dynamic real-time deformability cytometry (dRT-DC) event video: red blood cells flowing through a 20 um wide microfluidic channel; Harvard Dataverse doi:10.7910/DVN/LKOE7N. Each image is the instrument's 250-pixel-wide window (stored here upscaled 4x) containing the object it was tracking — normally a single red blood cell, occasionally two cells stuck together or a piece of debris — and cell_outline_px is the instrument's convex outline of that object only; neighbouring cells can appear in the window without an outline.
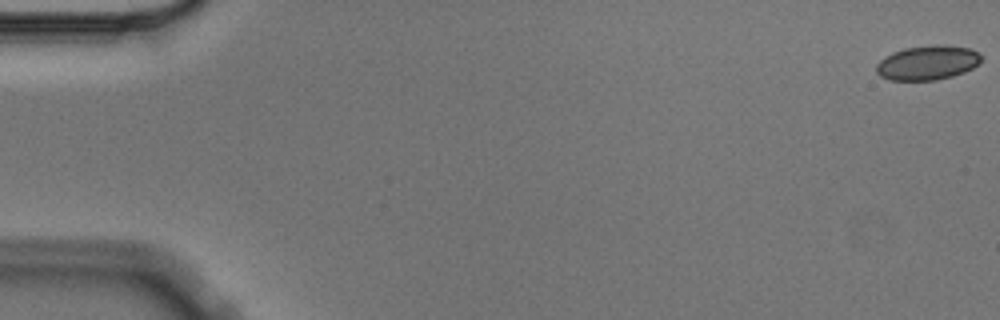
{"species": "Egyptian fruit bat (a non-hibernating species)", "species_latin": "Rousettus aegyptiacus", "temperature_condition": "cold", "stored_images_in_passage": 9, "camera_frame_rate_fps": 3000, "um_per_image_px": 0.085, "animal": {"sex": "male"}, "frame": {"image": 1, "passage_image": 1, "time_ms": 0.0, "image_size_px": [1000, 320], "cell_outline_px": [[984, 56], [980, 64], [964, 72], [952, 76], [936, 80], [888, 80], [880, 76], [876, 72], [876, 64], [884, 56], [892, 52], [904, 48], [936, 44], [944, 44], [968, 48], [980, 52]], "centroid_in_image_um": [78.86, 5.32], "position_along_channel_um": 6.1, "area_um2": 21.44}}
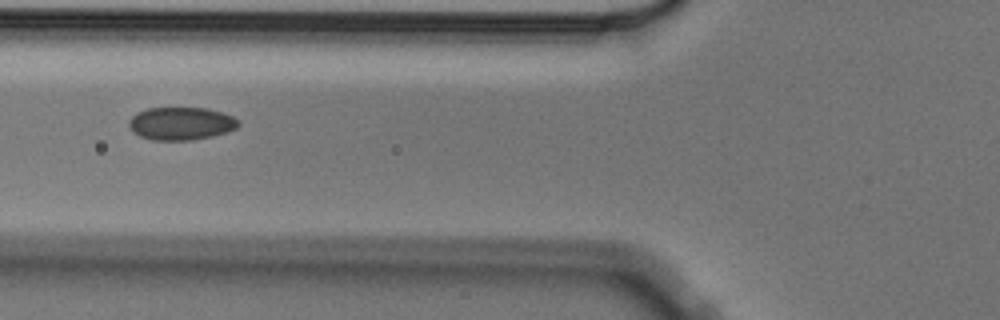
{"frame": {"image": 2, "passage_image": 7, "time_ms": 2.0, "image_size_px": [1000, 320], "cell_outline_px": [[240, 124], [236, 128], [212, 136], [192, 140], [152, 140], [140, 136], [132, 132], [128, 128], [128, 120], [136, 112], [148, 108], [208, 108], [232, 116], [240, 120]], "centroid_in_image_um": [15.35, 10.5], "position_along_channel_um": 110.5, "area_um2": 21.1}}
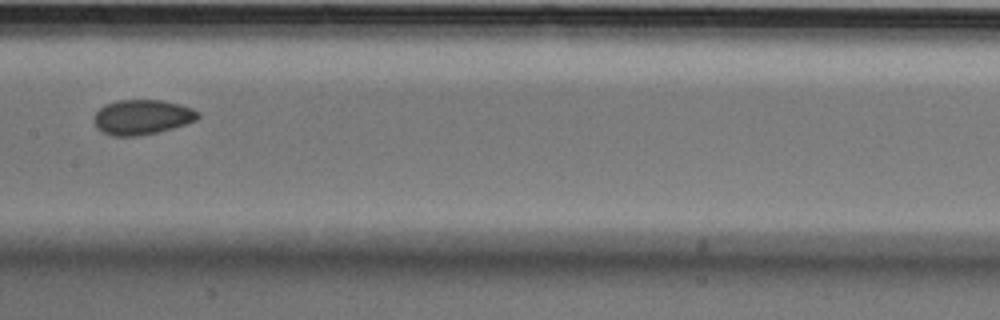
{"frame": {"image": 3, "passage_image": 9, "time_ms": 2.667, "image_size_px": [1000, 320], "cell_outline_px": [[200, 116], [196, 120], [172, 128], [156, 132], [136, 136], [112, 136], [100, 132], [96, 128], [96, 112], [104, 104], [116, 100], [164, 100], [180, 104], [192, 108], [200, 112]], "centroid_in_image_um": [12.08, 9.94], "position_along_channel_um": 195.3, "area_um2": 21.15}}